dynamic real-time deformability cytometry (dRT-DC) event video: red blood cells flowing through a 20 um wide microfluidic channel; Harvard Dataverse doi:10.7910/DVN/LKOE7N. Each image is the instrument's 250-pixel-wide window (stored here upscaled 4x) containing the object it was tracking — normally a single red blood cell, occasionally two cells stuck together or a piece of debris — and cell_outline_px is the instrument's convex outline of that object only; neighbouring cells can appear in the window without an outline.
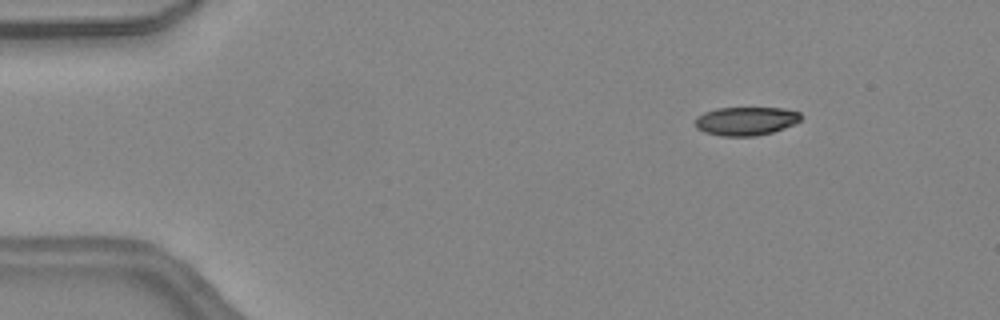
{"species": "common noctule bat (a hibernating species)", "species_latin": "Nyctalus noctula", "temperature_condition": "warm", "stored_images_in_passage": 32, "camera_frame_rate_fps": 3000, "um_per_image_px": 0.085, "animal": {"sex": "female", "body_mass_g": 24.6, "forearm_length_mm": 56.2}, "frame": {"image": 1, "passage_image": 3, "time_ms": 0.667, "image_size_px": [1000, 320], "cell_outline_px": [[800, 120], [784, 128], [772, 132], [756, 136], [720, 136], [704, 132], [696, 128], [696, 116], [704, 112], [716, 108], [784, 108], [800, 112]], "centroid_in_image_um": [63.37, 10.29], "position_along_channel_um": 21.6, "area_um2": 17.57}}
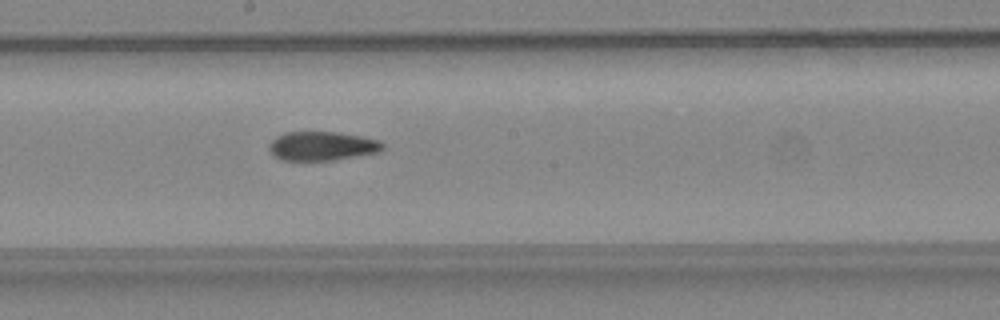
{"frame": {"image": 2, "passage_image": 22, "time_ms": 7.0, "image_size_px": [1000, 320], "cell_outline_px": [[384, 148], [380, 152], [336, 160], [280, 160], [272, 156], [268, 148], [268, 144], [276, 136], [284, 132], [336, 132], [360, 136], [380, 140], [384, 144]], "centroid_in_image_um": [27.36, 12.42], "position_along_channel_um": 220.8, "area_um2": 19.48}}
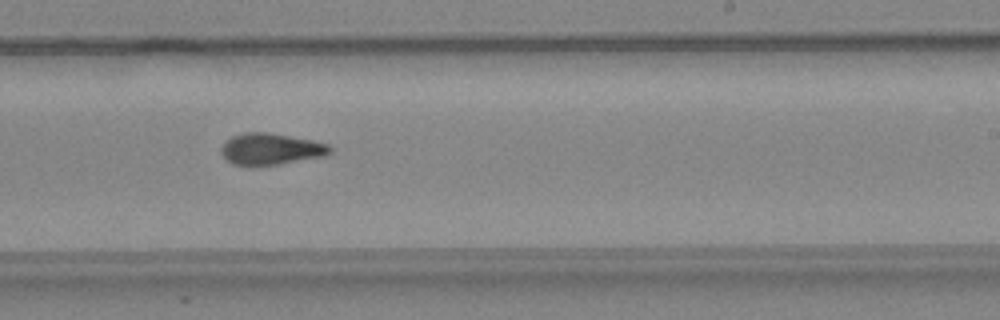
{"frame": {"image": 3, "passage_image": 25, "time_ms": 8.0, "image_size_px": [1000, 320], "cell_outline_px": [[332, 152], [324, 156], [280, 164], [232, 164], [220, 152], [220, 148], [232, 136], [244, 132], [268, 132], [312, 140], [328, 144], [332, 148]], "centroid_in_image_um": [23.05, 12.65], "position_along_channel_um": 265.9, "area_um2": 19.65}}